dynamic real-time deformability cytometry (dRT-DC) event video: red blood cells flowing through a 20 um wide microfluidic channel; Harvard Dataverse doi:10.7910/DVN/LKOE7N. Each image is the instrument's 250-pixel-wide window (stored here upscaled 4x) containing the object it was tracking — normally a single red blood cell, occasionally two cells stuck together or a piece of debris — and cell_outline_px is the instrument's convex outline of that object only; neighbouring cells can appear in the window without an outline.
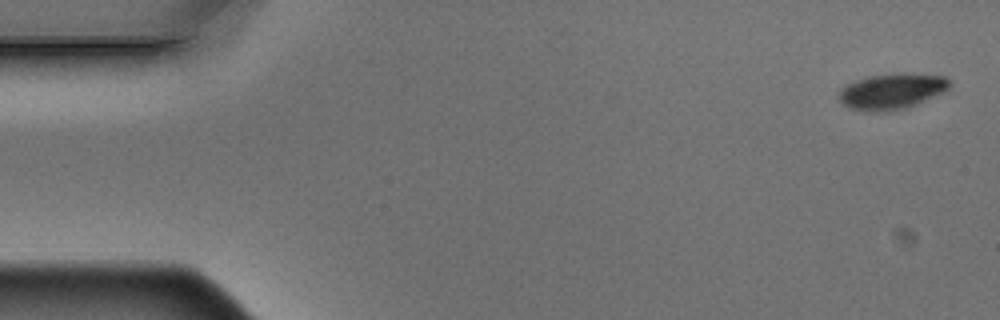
{"species": "Egyptian fruit bat (a non-hibernating species)", "species_latin": "Rousettus aegyptiacus", "temperature_condition": "warm", "stored_images_in_passage": 4, "camera_frame_rate_fps": 3000, "um_per_image_px": 0.085, "animal": {"sex": "male"}, "frame": {"image": 1, "passage_image": 1, "time_ms": 0.0, "image_size_px": [1000, 320], "cell_outline_px": [[952, 84], [948, 88], [932, 96], [904, 108], [892, 112], [864, 112], [848, 108], [836, 96], [840, 88], [844, 84], [868, 76], [900, 72], [904, 72], [944, 76], [952, 80]], "centroid_in_image_um": [75.72, 7.75], "position_along_channel_um": 9.3, "area_um2": 23.41}}